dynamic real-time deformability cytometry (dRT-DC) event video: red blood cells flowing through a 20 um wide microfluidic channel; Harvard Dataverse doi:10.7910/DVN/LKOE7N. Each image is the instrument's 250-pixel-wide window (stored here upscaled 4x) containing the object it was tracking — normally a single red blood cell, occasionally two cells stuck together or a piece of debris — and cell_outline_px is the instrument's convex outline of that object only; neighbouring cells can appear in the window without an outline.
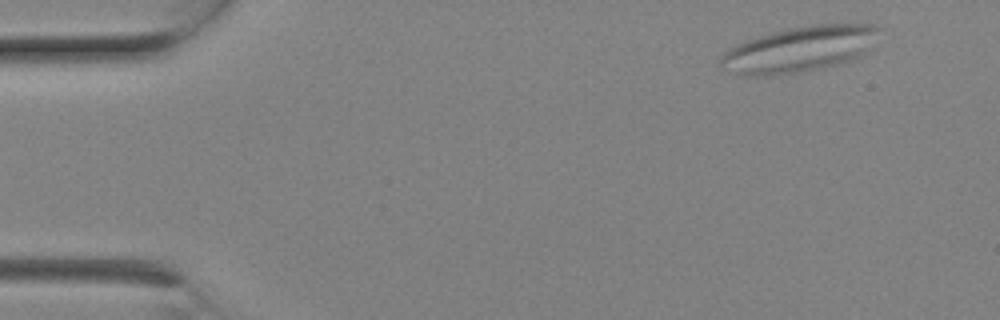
{"species": "Egyptian fruit bat (a non-hibernating species)", "species_latin": "Rousettus aegyptiacus", "temperature_condition": "room temperature", "stored_images_in_passage": 8, "camera_frame_rate_fps": 3000, "um_per_image_px": 0.085, "animal": {"sex": "female"}, "frame": {"image": 1, "passage_image": 1, "time_ms": 0.0, "image_size_px": [1000, 320], "cell_outline_px": [[880, 28], [864, 52], [860, 56], [840, 64], [800, 72], [772, 76], [744, 76], [720, 68], [720, 60], [724, 52], [736, 44], [772, 32], [788, 28], [812, 24], [872, 24]], "centroid_in_image_um": [67.88, 4.2], "position_along_channel_um": 17.1, "area_um2": 41.79}}
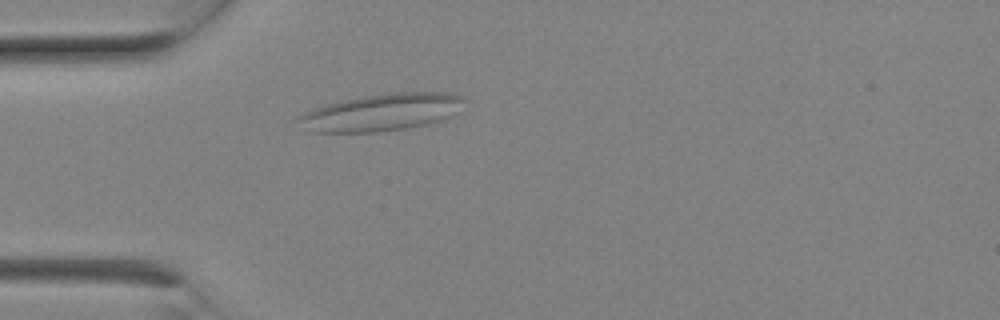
{"frame": {"image": 2, "passage_image": 5, "time_ms": 1.333, "image_size_px": [1000, 320], "cell_outline_px": [[464, 100], [452, 116], [424, 124], [404, 128], [380, 132], [308, 132], [292, 120], [296, 116], [304, 112], [328, 104], [344, 100], [364, 96], [392, 92], [452, 92], [464, 96]], "centroid_in_image_um": [32.36, 9.55], "position_along_channel_um": 52.6, "area_um2": 35.89}}